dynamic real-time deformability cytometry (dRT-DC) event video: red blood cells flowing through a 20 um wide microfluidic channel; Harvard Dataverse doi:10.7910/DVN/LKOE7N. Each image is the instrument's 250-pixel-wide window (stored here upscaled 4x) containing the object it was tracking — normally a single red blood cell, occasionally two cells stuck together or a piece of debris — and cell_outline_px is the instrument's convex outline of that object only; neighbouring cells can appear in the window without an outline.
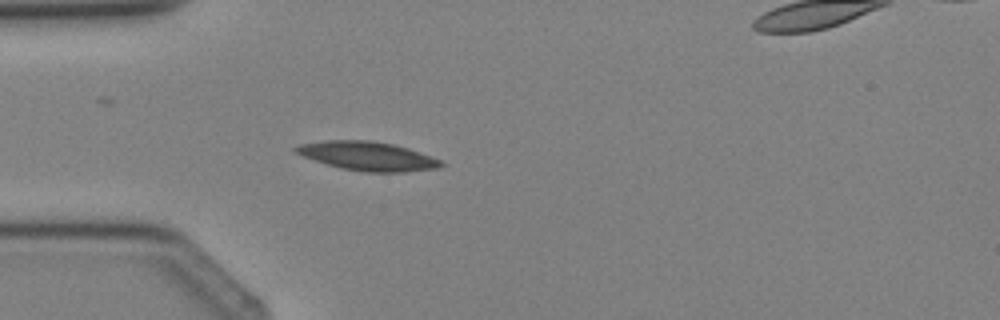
{"species": "Egyptian fruit bat (a non-hibernating species)", "species_latin": "Rousettus aegyptiacus", "temperature_condition": "cold", "stored_images_in_passage": 4, "segment_of_instrument_passage": [1, 2], "camera_frame_rate_fps": 3000, "um_per_image_px": 0.085, "animal": {"sex": "female"}, "frame": {"image": 1, "passage_image": 3, "time_ms": 2.333, "image_size_px": [1000, 320], "cell_outline_px": [[444, 164], [440, 168], [404, 172], [364, 172], [340, 168], [304, 156], [296, 152], [292, 148], [300, 144], [324, 140], [372, 140], [392, 144], [408, 148], [440, 160]], "centroid_in_image_um": [31.25, 13.26], "position_along_channel_um": 53.7, "area_um2": 24.28}}